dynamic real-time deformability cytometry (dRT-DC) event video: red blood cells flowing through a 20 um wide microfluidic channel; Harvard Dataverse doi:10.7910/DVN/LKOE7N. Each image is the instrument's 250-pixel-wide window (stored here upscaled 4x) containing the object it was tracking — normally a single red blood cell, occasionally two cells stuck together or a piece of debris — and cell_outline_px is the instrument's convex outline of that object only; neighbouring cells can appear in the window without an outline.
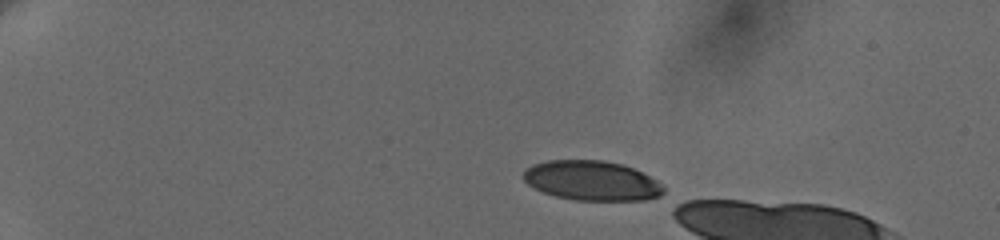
{"species": "human", "species_latin": "Homo sapiens", "temperature_condition": "cold", "stored_images_in_passage": 35, "camera_frame_rate_fps": 3000, "um_per_image_px": 0.085, "donor": {"sex": "female"}, "frame": {"image": 1, "passage_image": 1, "time_ms": 0.0, "image_size_px": [1000, 240], "cell_outline_px": [[664, 192], [660, 196], [644, 200], [576, 200], [556, 196], [544, 192], [528, 184], [524, 180], [524, 172], [532, 164], [548, 160], [604, 160], [624, 164], [656, 180], [664, 188]], "centroid_in_image_um": [50.31, 15.35], "position_along_channel_um": 34.7, "area_um2": 32.19}}
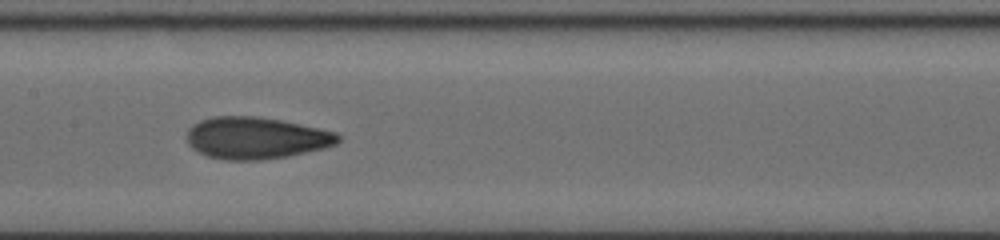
{"frame": {"image": 2, "passage_image": 19, "time_ms": 6.667, "image_size_px": [1000, 240], "cell_outline_px": [[340, 140], [336, 144], [324, 148], [288, 156], [260, 160], [224, 160], [208, 156], [192, 148], [188, 144], [188, 128], [192, 124], [200, 120], [212, 116], [256, 116], [280, 120], [320, 128], [336, 132], [340, 136]], "centroid_in_image_um": [21.76, 11.72], "position_along_channel_um": 185.6, "area_um2": 36.93}}
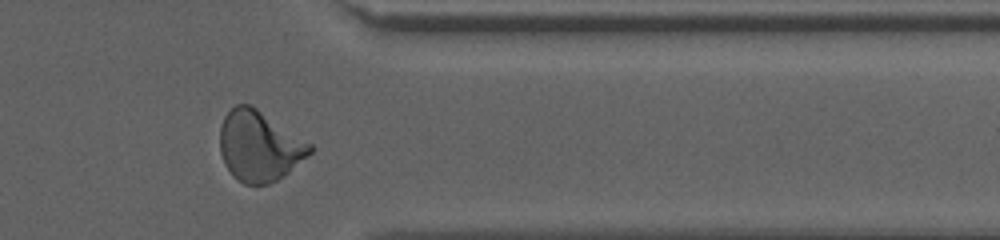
{"frame": {"image": 3, "passage_image": 31, "time_ms": 12.333, "image_size_px": [1000, 240], "cell_outline_px": [[312, 152], [308, 156], [284, 176], [268, 184], [244, 184], [236, 180], [232, 176], [224, 164], [220, 152], [220, 128], [224, 116], [236, 104], [248, 104], [256, 108], [312, 144]], "centroid_in_image_um": [22.02, 12.44], "position_along_channel_um": 389.4, "area_um2": 36.82}}